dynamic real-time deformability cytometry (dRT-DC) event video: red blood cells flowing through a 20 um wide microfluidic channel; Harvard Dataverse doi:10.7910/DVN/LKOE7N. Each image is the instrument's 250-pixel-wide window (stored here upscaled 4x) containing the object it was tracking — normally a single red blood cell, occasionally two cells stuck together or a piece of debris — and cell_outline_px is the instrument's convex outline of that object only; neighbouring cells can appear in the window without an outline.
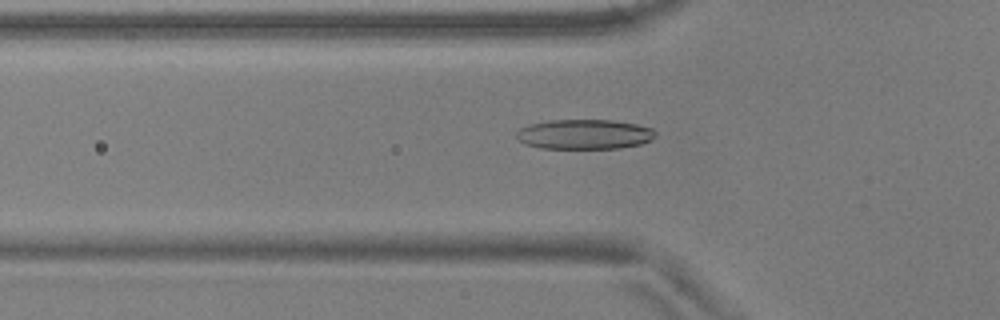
{"species": "common noctule bat (a hibernating species)", "species_latin": "Nyctalus noctula", "temperature_condition": "warm", "stored_images_in_passage": 40, "camera_frame_rate_fps": 3000, "um_per_image_px": 0.085, "animal": {"sex": "male", "body_mass_g": 17.9, "forearm_length_mm": 54.2}, "frame": {"image": 1, "passage_image": 4, "time_ms": 1.0, "image_size_px": [1000, 320], "cell_outline_px": [[656, 136], [652, 140], [640, 144], [620, 148], [540, 148], [524, 144], [516, 136], [516, 132], [520, 128], [528, 124], [548, 120], [612, 120], [636, 124], [652, 128], [656, 132]], "centroid_in_image_um": [49.67, 11.41], "position_along_channel_um": 76.1, "area_um2": 24.28}}
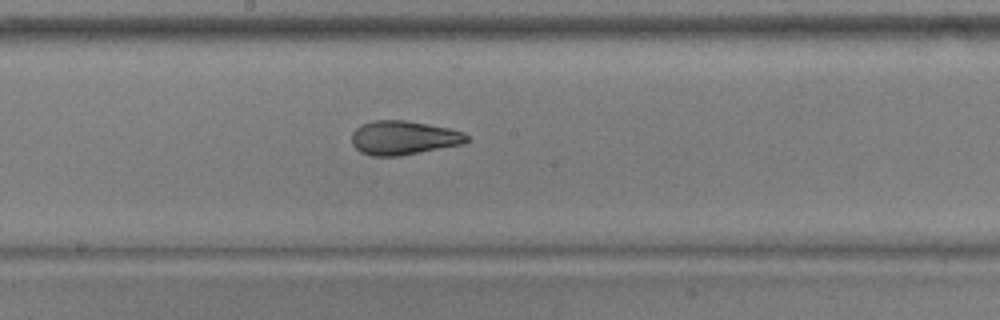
{"frame": {"image": 2, "passage_image": 15, "time_ms": 4.667, "image_size_px": [1000, 320], "cell_outline_px": [[468, 140], [464, 144], [400, 156], [372, 156], [360, 152], [352, 144], [352, 132], [360, 124], [372, 120], [404, 120], [448, 128], [464, 132], [468, 136]], "centroid_in_image_um": [34.28, 11.71], "position_along_channel_um": 213.9, "area_um2": 22.89}}
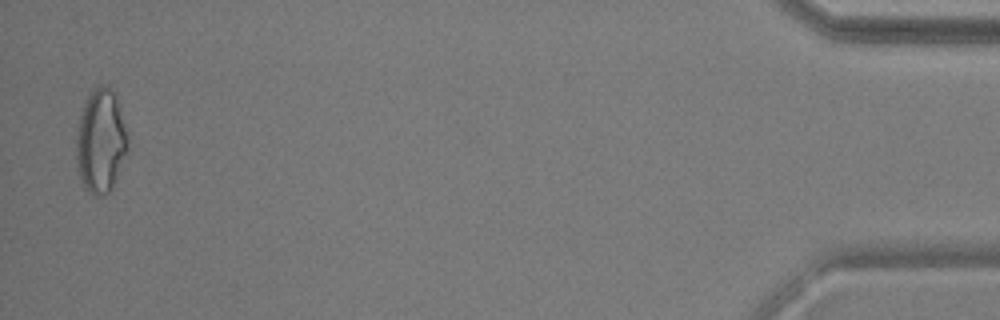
{"frame": {"image": 3, "passage_image": 39, "time_ms": 12.667, "image_size_px": [1000, 320], "cell_outline_px": [[128, 152], [112, 188], [104, 196], [92, 196], [84, 188], [76, 168], [76, 136], [80, 116], [84, 104], [88, 96], [100, 84], [108, 84], [116, 96], [128, 136]], "centroid_in_image_um": [8.56, 12.04], "position_along_channel_um": 426.6, "area_um2": 31.5}, "authors_computed_cell_mechanics": {"area_um2": 23.3223, "velocity_mm_per_s": 3.7252, "shape_relaxation_time_tau1_ms": 9.8731, "shape_relaxation_time_tau2_ms": 1.7156, "deformation_change_tau1": 0.2642, "deformation_change_tau2": 0.0928}}